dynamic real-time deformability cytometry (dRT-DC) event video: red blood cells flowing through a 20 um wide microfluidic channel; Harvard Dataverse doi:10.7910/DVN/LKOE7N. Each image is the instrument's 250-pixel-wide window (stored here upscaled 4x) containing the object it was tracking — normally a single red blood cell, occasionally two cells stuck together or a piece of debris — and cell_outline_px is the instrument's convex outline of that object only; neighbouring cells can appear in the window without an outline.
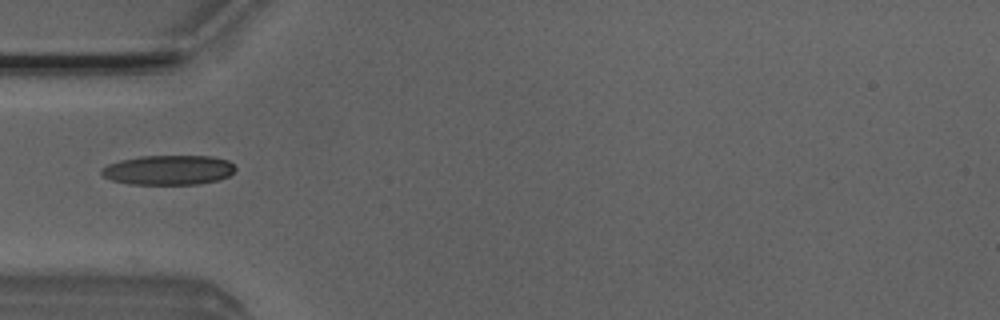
{"species": "Egyptian fruit bat (a non-hibernating species)", "species_latin": "Rousettus aegyptiacus", "temperature_condition": "room temperature", "stored_images_in_passage": 36, "camera_frame_rate_fps": 3000, "um_per_image_px": 0.085, "animal": {"sex": "male"}, "frame": {"image": 1, "passage_image": 1, "time_ms": 0.0, "image_size_px": [1000, 320], "cell_outline_px": [[236, 168], [228, 176], [220, 180], [196, 184], [128, 184], [112, 180], [104, 176], [100, 172], [100, 168], [108, 164], [120, 160], [140, 156], [212, 156], [228, 160]], "centroid_in_image_um": [14.31, 14.45], "position_along_channel_um": 70.7, "area_um2": 23.18}}
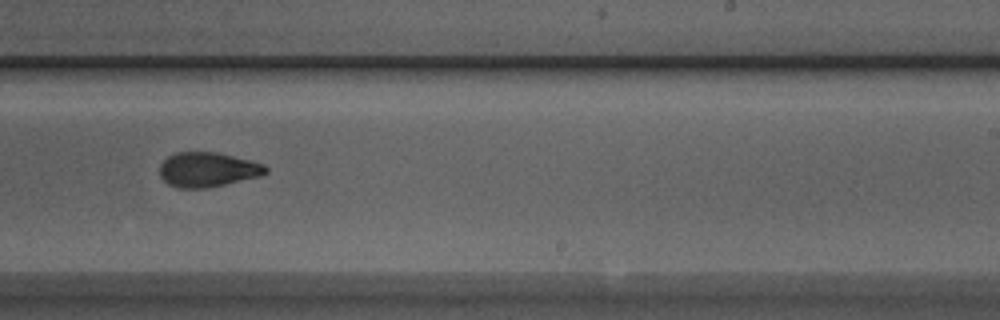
{"frame": {"image": 2, "passage_image": 16, "time_ms": 5.0, "image_size_px": [1000, 320], "cell_outline_px": [[268, 172], [260, 176], [224, 184], [204, 188], [176, 188], [168, 184], [160, 176], [160, 164], [168, 156], [176, 152], [216, 152], [264, 164], [268, 168]], "centroid_in_image_um": [17.63, 14.42], "position_along_channel_um": 271.4, "area_um2": 21.27}}
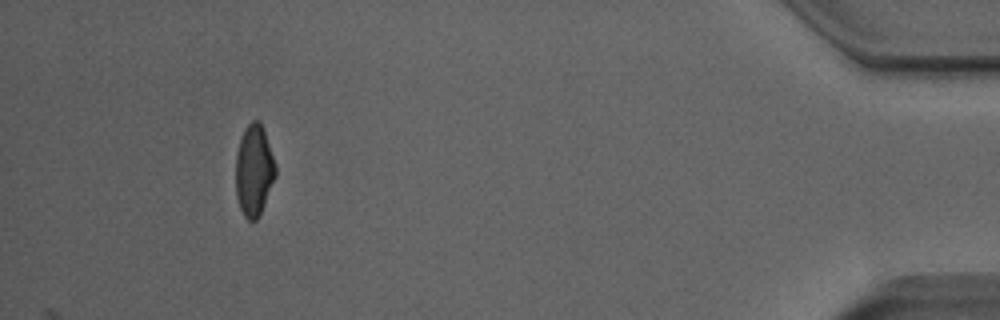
{"frame": {"image": 3, "passage_image": 32, "time_ms": 10.333, "image_size_px": [1000, 320], "cell_outline_px": [[276, 176], [264, 204], [256, 220], [248, 220], [244, 216], [240, 208], [236, 196], [236, 152], [244, 128], [252, 120], [260, 120], [276, 164]], "centroid_in_image_um": [21.58, 14.46], "position_along_channel_um": 413.6, "area_um2": 21.1}}